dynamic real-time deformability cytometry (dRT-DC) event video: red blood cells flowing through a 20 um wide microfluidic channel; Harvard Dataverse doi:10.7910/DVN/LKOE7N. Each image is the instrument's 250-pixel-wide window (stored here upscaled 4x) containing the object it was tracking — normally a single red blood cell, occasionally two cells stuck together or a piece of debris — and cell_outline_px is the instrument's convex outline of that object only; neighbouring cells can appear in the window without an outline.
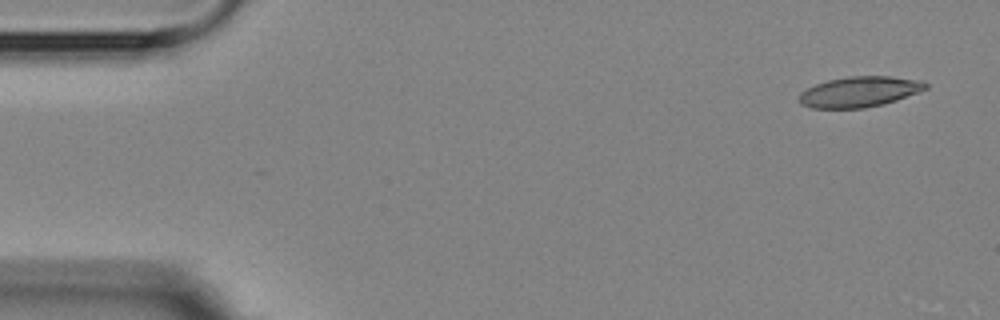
{"species": "Egyptian fruit bat (a non-hibernating species)", "species_latin": "Rousettus aegyptiacus", "temperature_condition": "room temperature", "stored_images_in_passage": 5, "camera_frame_rate_fps": 3000, "um_per_image_px": 0.085, "animal": {"sex": "female"}, "frame": {"image": 1, "passage_image": 1, "time_ms": 0.0, "image_size_px": [1000, 320], "cell_outline_px": [[928, 88], [896, 100], [884, 104], [864, 108], [812, 108], [800, 104], [800, 92], [816, 84], [828, 80], [848, 76], [892, 76], [920, 80], [928, 84]], "centroid_in_image_um": [73.06, 7.8], "position_along_channel_um": 11.9, "area_um2": 22.43}}
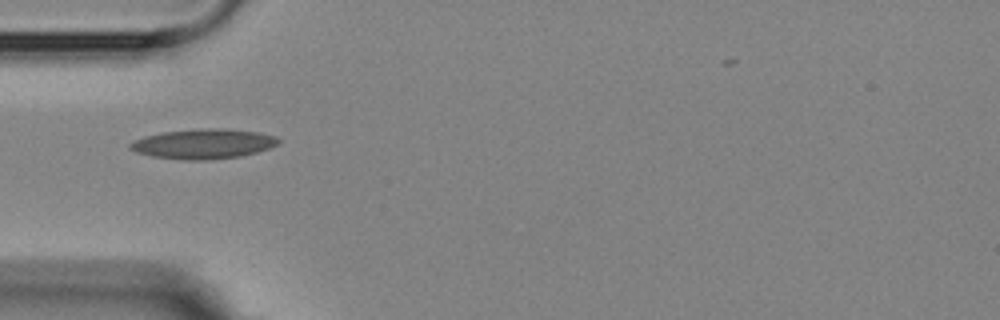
{"frame": {"image": 2, "passage_image": 5, "time_ms": 4.667, "image_size_px": [1000, 320], "cell_outline_px": [[280, 140], [276, 144], [268, 148], [256, 152], [240, 156], [204, 160], [184, 160], [152, 156], [136, 152], [128, 148], [128, 144], [144, 136], [164, 132], [200, 128], [228, 128], [260, 132], [276, 136]], "centroid_in_image_um": [17.28, 12.21], "position_along_channel_um": 67.7, "area_um2": 25.78}}